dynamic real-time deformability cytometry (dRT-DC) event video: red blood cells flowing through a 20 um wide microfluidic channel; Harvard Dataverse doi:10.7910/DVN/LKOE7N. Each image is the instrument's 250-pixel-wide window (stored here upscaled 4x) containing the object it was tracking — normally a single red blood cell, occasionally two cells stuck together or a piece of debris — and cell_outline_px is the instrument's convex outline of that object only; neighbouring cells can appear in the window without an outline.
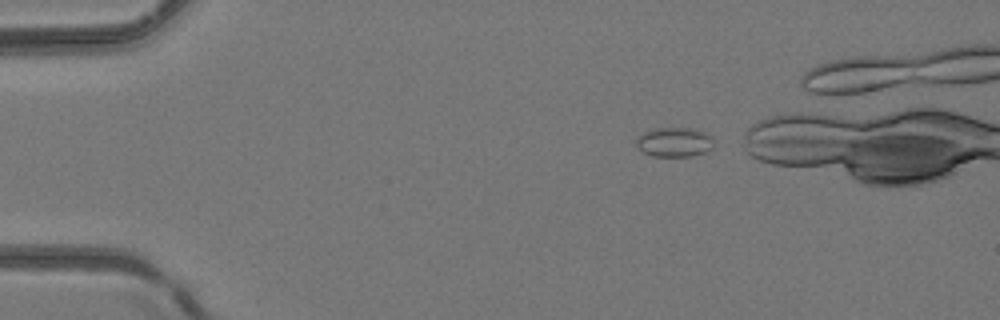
{"species": "common noctule bat (a hibernating species)", "species_latin": "Nyctalus noctula", "temperature_condition": "room temperature", "stored_images_in_passage": 32, "camera_frame_rate_fps": 3000, "um_per_image_px": 0.085, "animal": {"sex": "female", "body_mass_g": 24.6, "forearm_length_mm": 56.2}, "frame": {"image": 1, "passage_image": 1, "time_ms": 0.0, "image_size_px": [1000, 320], "cell_outline_px": [[712, 148], [704, 152], [692, 156], [652, 156], [644, 152], [636, 144], [636, 140], [644, 132], [652, 128], [692, 128], [704, 132], [712, 136]], "centroid_in_image_um": [57.33, 12.07], "position_along_channel_um": 27.7, "area_um2": 13.18}}